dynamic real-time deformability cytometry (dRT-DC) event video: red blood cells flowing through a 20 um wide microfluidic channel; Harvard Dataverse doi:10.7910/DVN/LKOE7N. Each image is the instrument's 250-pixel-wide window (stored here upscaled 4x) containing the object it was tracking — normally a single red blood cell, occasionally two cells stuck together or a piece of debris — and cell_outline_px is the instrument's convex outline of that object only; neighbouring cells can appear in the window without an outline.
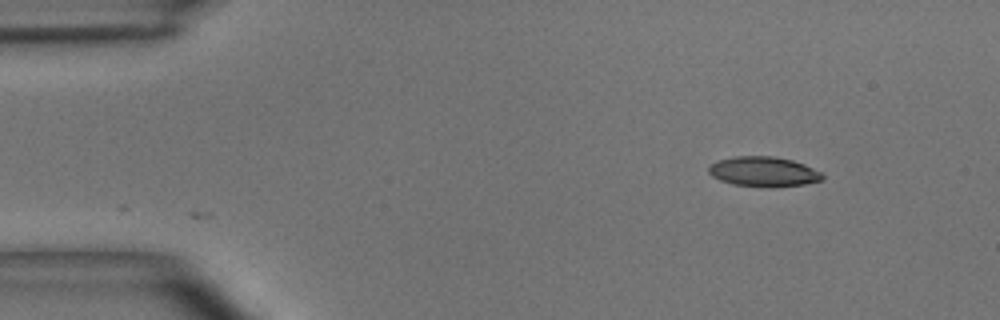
{"species": "common noctule bat (a hibernating species)", "species_latin": "Nyctalus noctula", "temperature_condition": "room temperature", "stored_images_in_passage": 3, "camera_frame_rate_fps": 3000, "um_per_image_px": 0.085, "animal": {"sex": "male", "body_mass_g": 15.6}, "frame": {"image": 1, "passage_image": 1, "time_ms": 0.0, "image_size_px": [1000, 320], "cell_outline_px": [[824, 180], [804, 184], [772, 188], [768, 188], [732, 184], [720, 180], [712, 176], [708, 172], [708, 164], [716, 160], [736, 156], [776, 156], [792, 160], [804, 164], [820, 172], [824, 176]], "centroid_in_image_um": [64.88, 14.59], "position_along_channel_um": 20.1, "area_um2": 20.17}}